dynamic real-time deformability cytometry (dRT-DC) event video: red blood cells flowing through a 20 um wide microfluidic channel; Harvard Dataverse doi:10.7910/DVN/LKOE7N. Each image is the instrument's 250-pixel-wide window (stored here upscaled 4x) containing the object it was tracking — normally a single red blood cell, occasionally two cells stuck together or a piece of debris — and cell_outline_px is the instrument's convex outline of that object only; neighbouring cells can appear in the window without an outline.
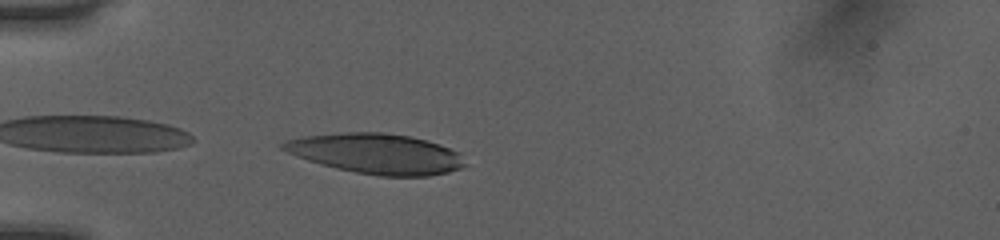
{"species": "human", "species_latin": "Homo sapiens", "temperature_condition": "room temperature", "stored_images_in_passage": 30, "camera_frame_rate_fps": 3000, "um_per_image_px": 0.085, "donor": {"sex": "female"}, "frame": {"image": 1, "passage_image": 1, "time_ms": 0.0, "image_size_px": [1000, 240], "cell_outline_px": [[468, 164], [460, 168], [448, 172], [428, 176], [380, 176], [356, 172], [336, 168], [320, 164], [296, 156], [280, 148], [280, 144], [284, 140], [304, 136], [344, 132], [380, 132], [412, 136], [440, 144], [460, 152]], "centroid_in_image_um": [32.01, 13.05], "position_along_channel_um": 53.0, "area_um2": 42.83}}
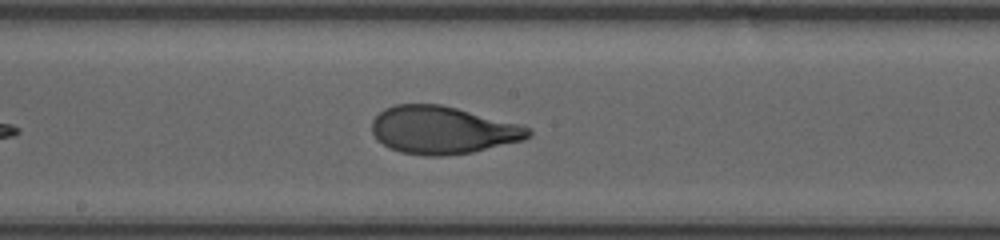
{"frame": {"image": 2, "passage_image": 14, "time_ms": 4.333, "image_size_px": [1000, 240], "cell_outline_px": [[532, 136], [524, 140], [472, 152], [444, 156], [424, 156], [400, 152], [376, 140], [372, 132], [372, 120], [384, 108], [396, 104], [440, 104], [520, 124], [532, 128]], "centroid_in_image_um": [37.63, 11.06], "position_along_channel_um": 210.6, "area_um2": 43.52}}
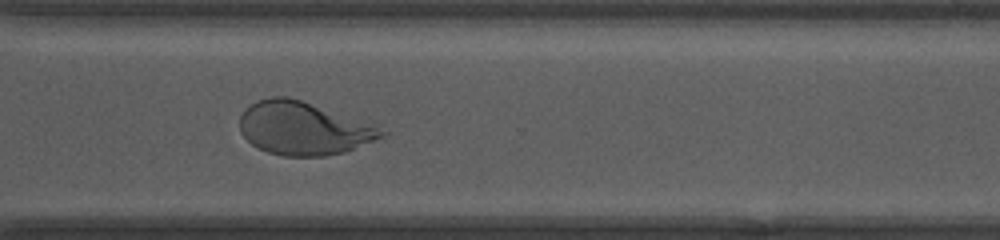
{"frame": {"image": 3, "passage_image": 24, "time_ms": 7.667, "image_size_px": [1000, 240], "cell_outline_px": [[388, 132], [384, 136], [344, 152], [324, 156], [284, 156], [268, 152], [252, 144], [240, 132], [240, 116], [244, 108], [256, 100], [272, 96], [288, 96], [380, 124]], "centroid_in_image_um": [25.85, 10.88], "position_along_channel_um": 344.8, "area_um2": 44.51}, "authors_computed_cell_mechanics": {"area_um2": 43.5523, "velocity_mm_per_s": 4.0467, "shape_relaxation_time_tau1_ms": 3.6917, "shape_relaxation_time_tau2_ms": 0.8336, "deformation_change_tau1": 0.2067, "deformation_change_tau2": 0.0624}}